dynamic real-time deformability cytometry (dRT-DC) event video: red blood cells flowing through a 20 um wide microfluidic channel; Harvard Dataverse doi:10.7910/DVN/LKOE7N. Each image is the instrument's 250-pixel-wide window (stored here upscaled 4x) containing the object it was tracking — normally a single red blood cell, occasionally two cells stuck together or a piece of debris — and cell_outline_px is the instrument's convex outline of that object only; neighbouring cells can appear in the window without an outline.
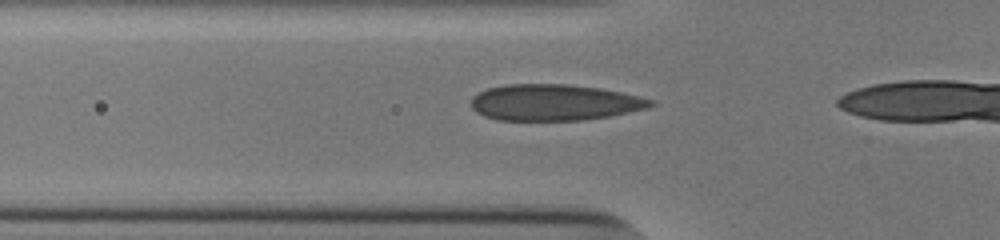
{"species": "human", "species_latin": "Homo sapiens", "temperature_condition": "cold", "stored_images_in_passage": 24, "camera_frame_rate_fps": 3000, "um_per_image_px": 0.085, "donor": {"sex": "male"}, "frame": {"image": 1, "passage_image": 12, "time_ms": 3.667, "image_size_px": [1000, 240], "cell_outline_px": [[656, 104], [648, 108], [608, 116], [584, 120], [496, 120], [484, 116], [476, 112], [472, 108], [472, 96], [488, 88], [508, 84], [564, 84], [600, 88], [620, 92], [656, 100]], "centroid_in_image_um": [47.13, 8.71], "position_along_channel_um": 78.7, "area_um2": 37.86}}
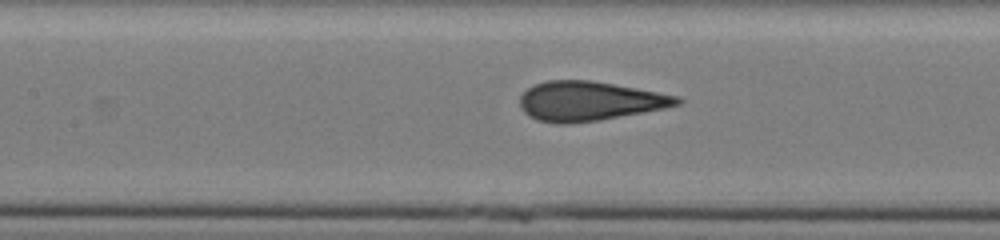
{"frame": {"image": 2, "passage_image": 18, "time_ms": 5.667, "image_size_px": [1000, 240], "cell_outline_px": [[684, 100], [680, 104], [664, 108], [600, 120], [568, 124], [556, 124], [536, 120], [528, 116], [520, 108], [520, 96], [528, 88], [536, 84], [548, 80], [592, 80], [680, 96]], "centroid_in_image_um": [50.08, 8.6], "position_along_channel_um": 157.3, "area_um2": 36.18}}
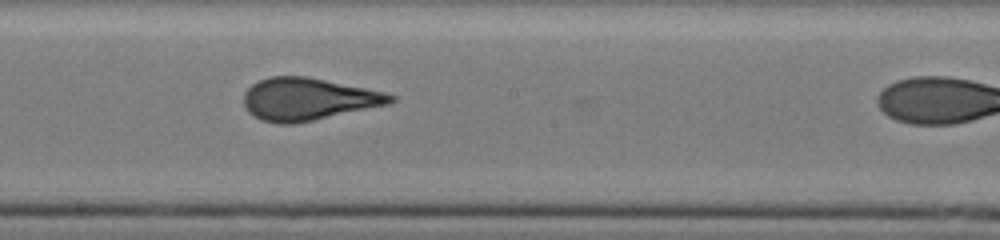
{"frame": {"image": 3, "passage_image": 23, "time_ms": 7.333, "image_size_px": [1000, 240], "cell_outline_px": [[396, 100], [392, 104], [292, 124], [276, 124], [260, 120], [252, 116], [248, 112], [244, 104], [244, 92], [252, 84], [260, 80], [272, 76], [308, 76], [384, 92], [396, 96]], "centroid_in_image_um": [26.19, 8.43], "position_along_channel_um": 222.0, "area_um2": 36.36}}